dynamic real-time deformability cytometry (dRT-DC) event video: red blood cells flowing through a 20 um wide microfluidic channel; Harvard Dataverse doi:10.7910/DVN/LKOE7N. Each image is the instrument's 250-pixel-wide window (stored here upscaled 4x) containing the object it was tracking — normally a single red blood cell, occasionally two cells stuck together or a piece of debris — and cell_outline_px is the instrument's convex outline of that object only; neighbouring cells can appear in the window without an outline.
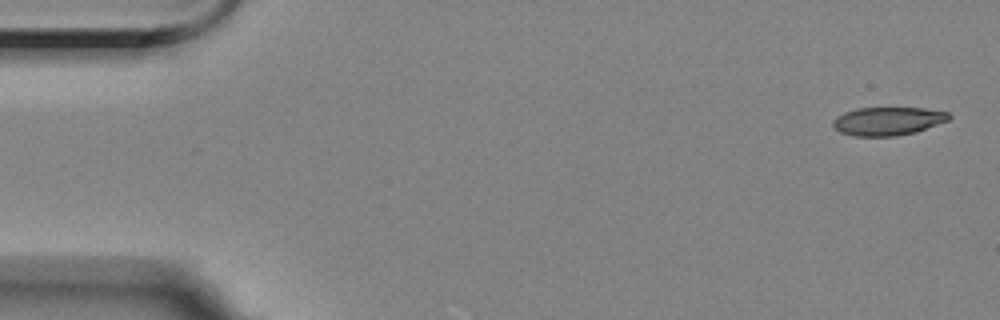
{"species": "Egyptian fruit bat (a non-hibernating species)", "species_latin": "Rousettus aegyptiacus", "temperature_condition": "room temperature", "stored_images_in_passage": 56, "camera_frame_rate_fps": 3000, "um_per_image_px": 0.085, "animal": {"sex": "female"}, "frame": {"image": 1, "passage_image": 1, "time_ms": 0.0, "image_size_px": [1000, 320], "cell_outline_px": [[952, 116], [948, 120], [916, 132], [896, 136], [852, 136], [840, 132], [832, 124], [832, 120], [836, 116], [844, 112], [856, 108], [924, 108], [948, 112]], "centroid_in_image_um": [75.44, 10.29], "position_along_channel_um": 9.6, "area_um2": 19.19}}
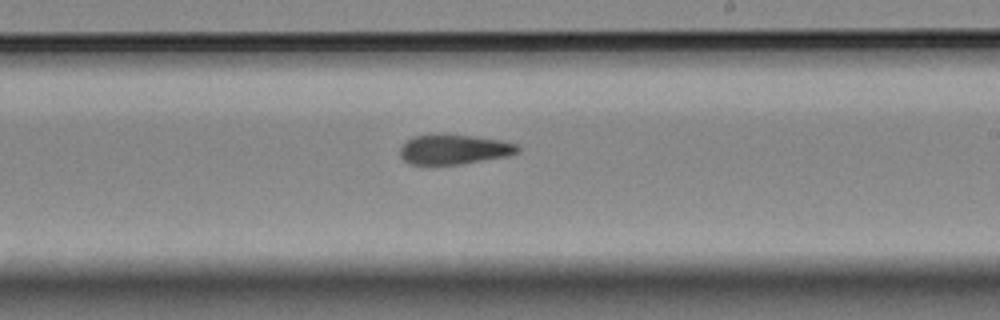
{"frame": {"image": 2, "passage_image": 32, "time_ms": 10.333, "image_size_px": [1000, 320], "cell_outline_px": [[520, 152], [508, 156], [460, 164], [408, 164], [400, 156], [400, 148], [412, 136], [472, 136], [504, 140], [516, 144], [520, 148]], "centroid_in_image_um": [38.64, 12.72], "position_along_channel_um": 250.4, "area_um2": 20.0}}
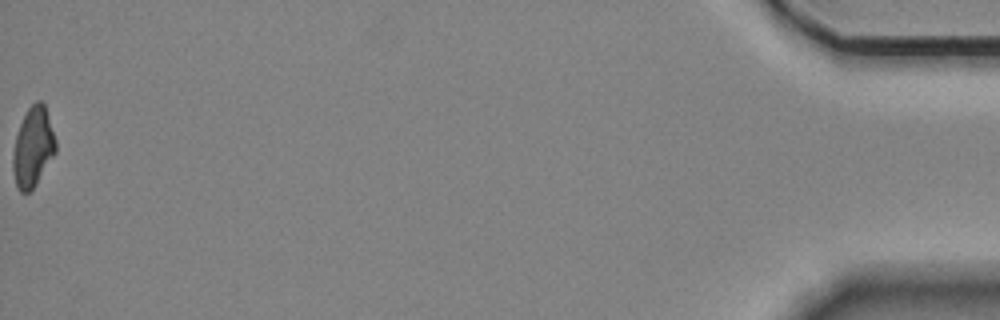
{"frame": {"image": 3, "passage_image": 56, "time_ms": 18.333, "image_size_px": [1000, 320], "cell_outline_px": [[56, 152], [36, 184], [28, 192], [20, 192], [16, 184], [12, 168], [12, 156], [16, 136], [20, 124], [28, 108], [36, 100], [40, 100], [44, 104], [56, 140]], "centroid_in_image_um": [2.8, 12.51], "position_along_channel_um": 432.4, "area_um2": 19.65}, "authors_computed_cell_mechanics": {"area_um2": 20.808, "velocity_mm_per_s": 3.5143, "shape_relaxation_time_tau1_ms": 8.6066, "shape_relaxation_time_tau2_ms": 4.9779, "deformation_change_tau1": 0.2155, "deformation_change_tau2": 0.1472}}